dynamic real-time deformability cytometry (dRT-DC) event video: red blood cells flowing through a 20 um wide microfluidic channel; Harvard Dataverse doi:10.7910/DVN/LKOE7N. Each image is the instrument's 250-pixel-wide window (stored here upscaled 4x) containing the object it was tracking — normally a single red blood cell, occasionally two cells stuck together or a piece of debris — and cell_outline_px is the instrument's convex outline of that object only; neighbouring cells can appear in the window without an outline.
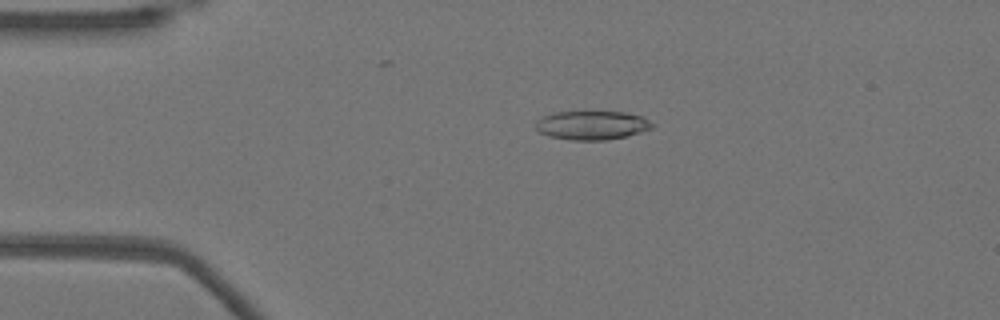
{"species": "Egyptian fruit bat (a non-hibernating species)", "species_latin": "Rousettus aegyptiacus", "temperature_condition": "warm", "stored_images_in_passage": 52, "camera_frame_rate_fps": 3000, "um_per_image_px": 0.085, "animal": {"sex": "female"}, "frame": {"image": 1, "passage_image": 11, "time_ms": 3.333, "image_size_px": [1000, 320], "cell_outline_px": [[656, 128], [628, 136], [604, 140], [572, 140], [548, 136], [540, 132], [536, 128], [536, 120], [552, 112], [624, 112], [640, 116], [656, 124]], "centroid_in_image_um": [50.36, 10.65], "position_along_channel_um": 34.6, "area_um2": 19.71}}
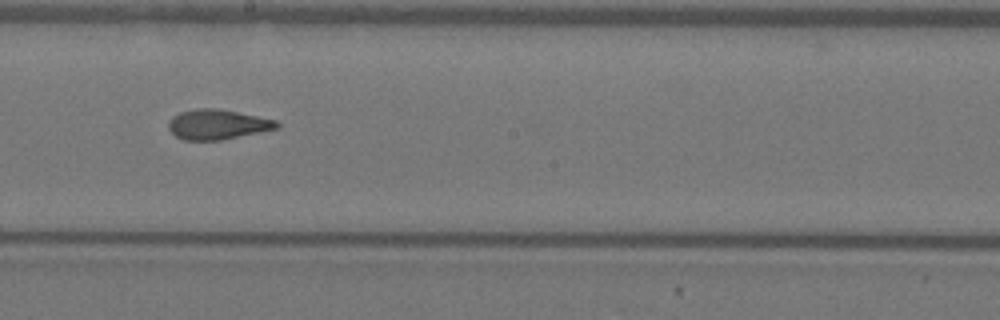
{"frame": {"image": 2, "passage_image": 29, "time_ms": 9.333, "image_size_px": [1000, 320], "cell_outline_px": [[280, 128], [220, 140], [184, 140], [176, 136], [168, 128], [168, 120], [172, 116], [180, 112], [196, 108], [216, 108], [276, 120], [280, 124]], "centroid_in_image_um": [18.46, 10.57], "position_along_channel_um": 229.7, "area_um2": 18.84}}
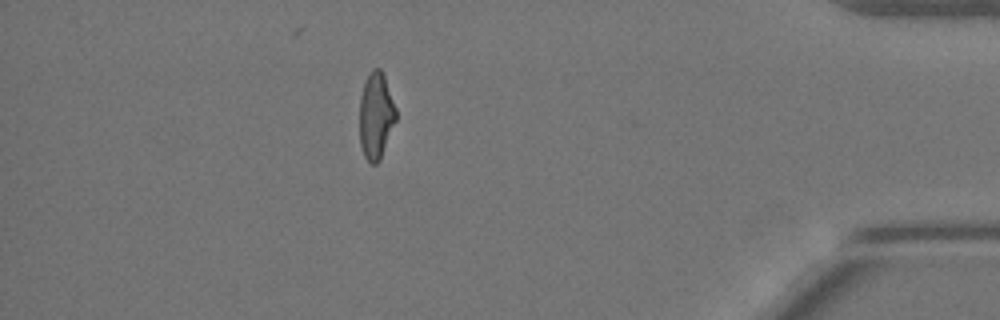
{"frame": {"image": 3, "passage_image": 46, "time_ms": 15.0, "image_size_px": [1000, 320], "cell_outline_px": [[396, 120], [380, 160], [376, 164], [372, 164], [364, 156], [360, 144], [360, 96], [364, 84], [372, 68], [380, 68], [384, 76], [396, 108]], "centroid_in_image_um": [31.95, 9.85], "position_along_channel_um": 403.2, "area_um2": 18.21}, "authors_computed_cell_mechanics": {"area_um2": 19.2474, "velocity_mm_per_s": 3.8739, "shape_relaxation_time_tau1_ms": 6.7927, "shape_relaxation_time_tau2_ms": 2.2256, "deformation_change_tau1": 0.2405, "deformation_change_tau2": 0.1116}}